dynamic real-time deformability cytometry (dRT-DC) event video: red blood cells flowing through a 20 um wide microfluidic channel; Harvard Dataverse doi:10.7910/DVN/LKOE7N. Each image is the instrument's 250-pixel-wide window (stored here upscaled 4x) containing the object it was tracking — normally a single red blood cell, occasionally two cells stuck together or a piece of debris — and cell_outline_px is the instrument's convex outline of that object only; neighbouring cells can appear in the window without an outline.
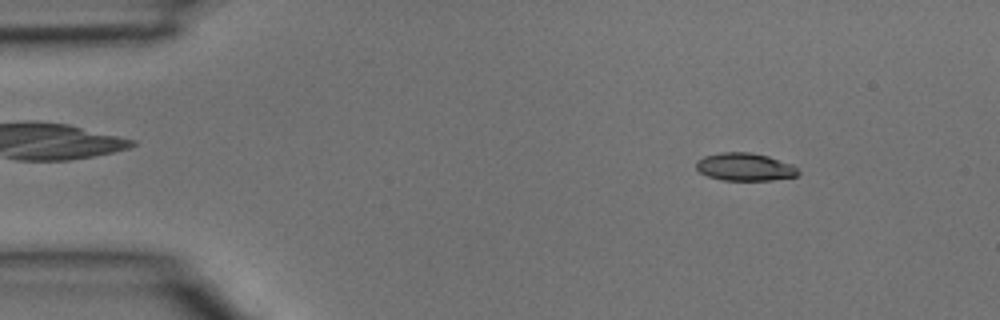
{"species": "common noctule bat (a hibernating species)", "species_latin": "Nyctalus noctula", "temperature_condition": "room temperature", "stored_images_in_passage": 41, "camera_frame_rate_fps": 3000, "um_per_image_px": 0.085, "animal": {"sex": "male", "body_mass_g": 15.6}, "frame": {"image": 1, "passage_image": 5, "time_ms": 1.333, "image_size_px": [1000, 320], "cell_outline_px": [[800, 172], [796, 176], [772, 180], [724, 180], [708, 176], [700, 172], [696, 168], [696, 160], [704, 156], [720, 152], [748, 152], [768, 156], [792, 164]], "centroid_in_image_um": [63.3, 14.18], "position_along_channel_um": 21.7, "area_um2": 16.47}}
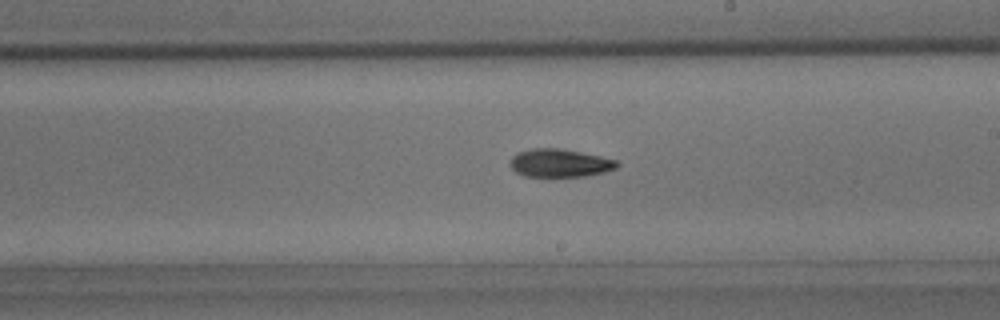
{"frame": {"image": 2, "passage_image": 23, "time_ms": 7.333, "image_size_px": [1000, 320], "cell_outline_px": [[620, 164], [616, 168], [604, 172], [584, 176], [524, 176], [516, 172], [508, 164], [512, 156], [520, 152], [532, 148], [560, 148], [600, 156], [616, 160]], "centroid_in_image_um": [47.56, 13.85], "position_along_channel_um": 241.4, "area_um2": 17.4}}
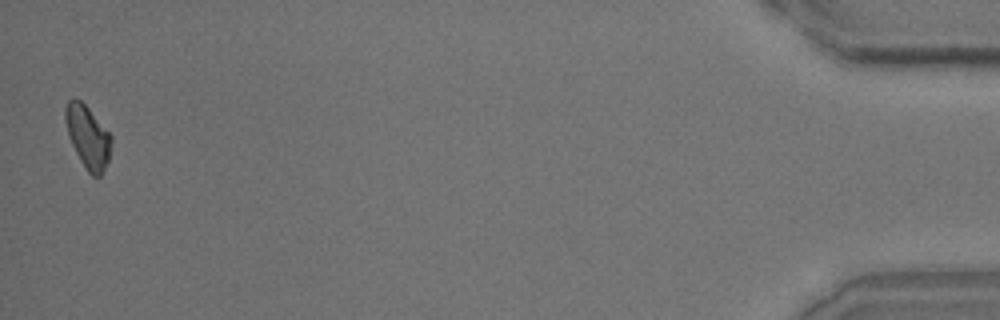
{"frame": {"image": 3, "passage_image": 40, "time_ms": 13.0, "image_size_px": [1000, 320], "cell_outline_px": [[112, 140], [108, 160], [100, 176], [92, 176], [88, 172], [80, 160], [68, 136], [64, 116], [64, 108], [68, 100], [80, 100], [88, 108], [112, 136]], "centroid_in_image_um": [7.45, 11.63], "position_along_channel_um": 427.8, "area_um2": 16.47}}